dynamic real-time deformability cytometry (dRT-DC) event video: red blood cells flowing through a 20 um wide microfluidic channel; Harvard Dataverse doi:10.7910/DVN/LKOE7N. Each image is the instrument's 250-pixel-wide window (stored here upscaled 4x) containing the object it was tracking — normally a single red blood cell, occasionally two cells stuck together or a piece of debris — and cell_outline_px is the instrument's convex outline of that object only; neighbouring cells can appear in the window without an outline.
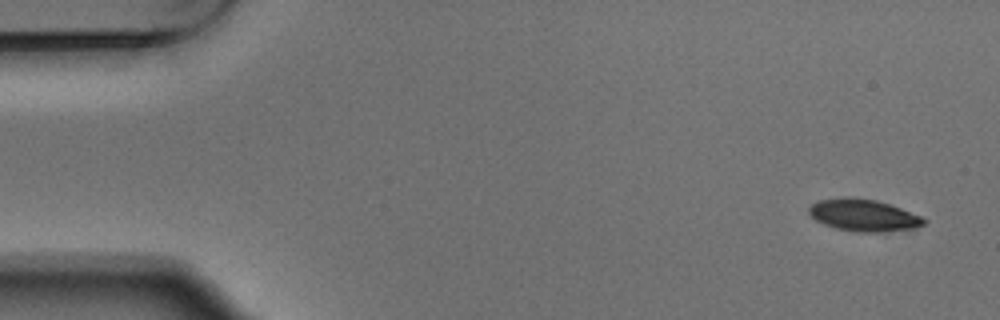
{"species": "Egyptian fruit bat (a non-hibernating species)", "species_latin": "Rousettus aegyptiacus", "temperature_condition": "warm", "stored_images_in_passage": 4, "camera_frame_rate_fps": 3000, "um_per_image_px": 0.085, "animal": {"sex": "male"}, "frame": {"image": 1, "passage_image": 1, "time_ms": 0.0, "image_size_px": [1000, 320], "cell_outline_px": [[928, 220], [924, 224], [916, 228], [892, 232], [856, 232], [836, 228], [824, 224], [816, 220], [808, 212], [808, 208], [812, 204], [820, 200], [848, 196], [852, 196], [876, 200], [900, 208], [920, 216]], "centroid_in_image_um": [73.42, 18.3], "position_along_channel_um": 11.6, "area_um2": 21.56}}